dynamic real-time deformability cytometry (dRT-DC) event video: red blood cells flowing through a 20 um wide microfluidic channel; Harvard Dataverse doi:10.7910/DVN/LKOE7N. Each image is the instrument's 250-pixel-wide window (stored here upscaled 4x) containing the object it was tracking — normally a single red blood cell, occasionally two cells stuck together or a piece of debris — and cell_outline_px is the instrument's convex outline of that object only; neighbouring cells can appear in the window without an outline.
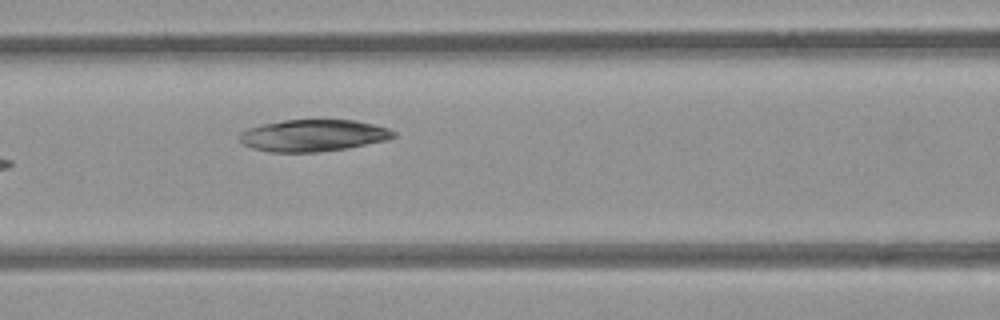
{"species": "common noctule bat (a hibernating species)", "species_latin": "Nyctalus noctula", "temperature_condition": "room temperature", "stored_images_in_passage": 6, "camera_frame_rate_fps": 3000, "um_per_image_px": 0.085, "animal": {"sex": "female", "body_mass_g": 21.9}, "frame": {"image": 1, "passage_image": 5, "time_ms": 1.333, "image_size_px": [1000, 320], "cell_outline_px": [[396, 136], [388, 140], [344, 148], [320, 152], [272, 152], [252, 148], [244, 144], [236, 136], [240, 132], [248, 128], [260, 124], [284, 120], [356, 120], [388, 128], [396, 132]], "centroid_in_image_um": [26.59, 11.51], "position_along_channel_um": 140.0, "area_um2": 28.61}}